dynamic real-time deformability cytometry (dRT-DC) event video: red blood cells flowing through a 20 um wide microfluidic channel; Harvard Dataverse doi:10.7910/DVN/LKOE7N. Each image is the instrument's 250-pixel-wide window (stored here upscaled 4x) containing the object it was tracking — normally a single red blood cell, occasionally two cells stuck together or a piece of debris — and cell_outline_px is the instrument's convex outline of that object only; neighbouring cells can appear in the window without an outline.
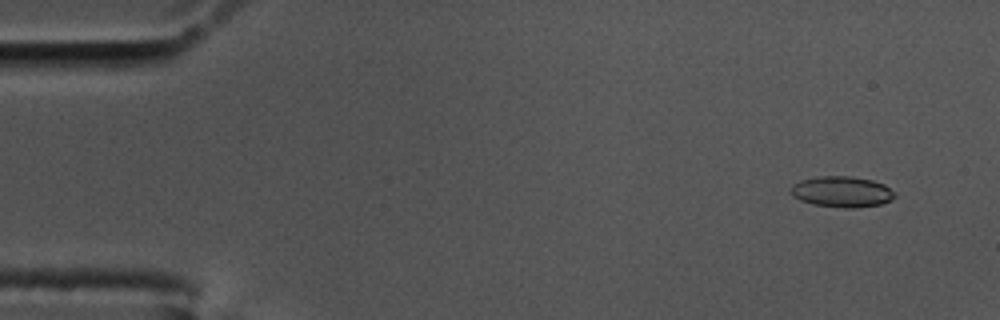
{"species": "common noctule bat (a hibernating species)", "species_latin": "Nyctalus noctula", "temperature_condition": "cold", "stored_images_in_passage": 58, "camera_frame_rate_fps": 3000, "um_per_image_px": 0.085, "animal": {"sex": "male", "body_mass_g": 17.5, "forearm_length_mm": 52.3}, "frame": {"image": 1, "passage_image": 4, "time_ms": 1.0, "image_size_px": [1000, 320], "cell_outline_px": [[896, 196], [892, 200], [880, 204], [856, 208], [844, 208], [812, 204], [800, 200], [792, 196], [792, 184], [800, 180], [820, 176], [852, 176], [872, 180], [884, 184], [896, 192]], "centroid_in_image_um": [71.59, 16.3], "position_along_channel_um": 13.4, "area_um2": 18.84}}
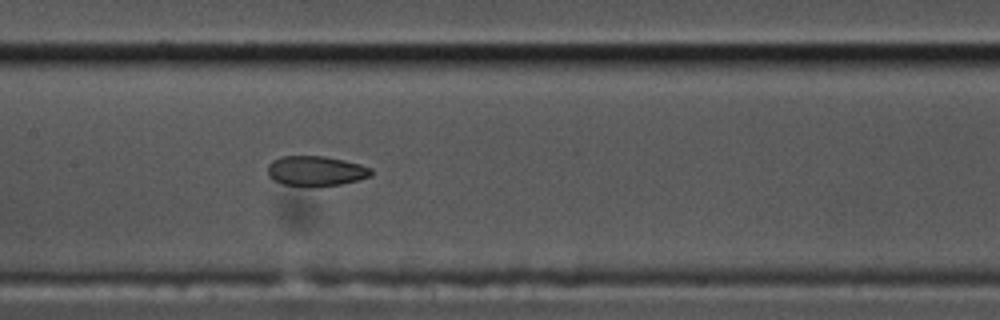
{"frame": {"image": 2, "passage_image": 28, "time_ms": 9.0, "image_size_px": [1000, 320], "cell_outline_px": [[372, 176], [340, 184], [284, 184], [272, 180], [268, 176], [268, 164], [272, 160], [284, 156], [324, 156], [344, 160], [360, 164], [372, 168]], "centroid_in_image_um": [26.84, 14.49], "position_along_channel_um": 180.6, "area_um2": 17.57}}
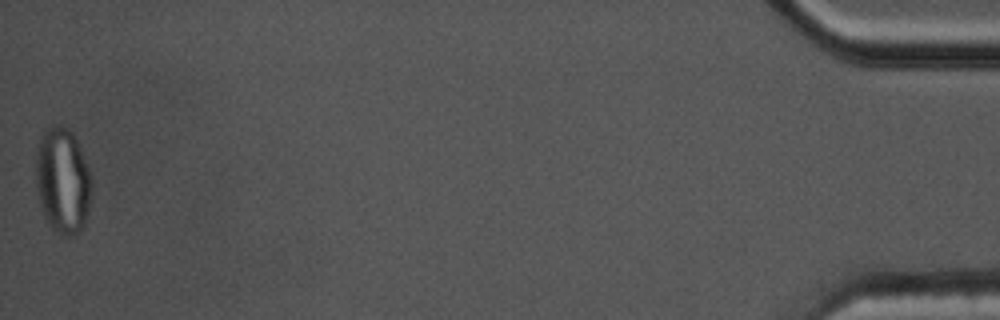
{"frame": {"image": 3, "passage_image": 58, "time_ms": 19.0, "image_size_px": [1000, 320], "cell_outline_px": [[92, 192], [88, 212], [84, 228], [72, 236], [60, 236], [48, 224], [44, 216], [40, 204], [36, 188], [36, 152], [40, 136], [52, 124], [60, 124], [68, 128], [72, 132], [80, 148], [92, 176]], "centroid_in_image_um": [5.34, 15.37], "position_along_channel_um": 429.9, "area_um2": 35.03}, "authors_computed_cell_mechanics": {"area_um2": 18.8428, "velocity_mm_per_s": 3.4628, "shape_relaxation_time_tau1_ms": null, "shape_relaxation_time_tau2_ms": 2.201, "deformation_change_tau1": null, "deformation_change_tau2": 0.0567}}